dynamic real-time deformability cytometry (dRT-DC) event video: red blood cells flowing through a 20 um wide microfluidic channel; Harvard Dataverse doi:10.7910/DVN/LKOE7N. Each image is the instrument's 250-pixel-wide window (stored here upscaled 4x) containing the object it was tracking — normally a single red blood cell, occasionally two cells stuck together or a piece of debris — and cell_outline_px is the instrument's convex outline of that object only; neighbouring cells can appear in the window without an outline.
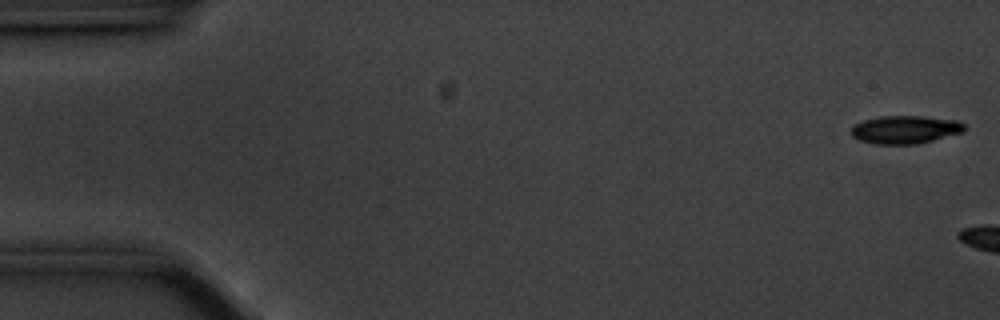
{"species": "common noctule bat (a hibernating species)", "species_latin": "Nyctalus noctula", "temperature_condition": "cold", "stored_images_in_passage": 5, "camera_frame_rate_fps": 3000, "um_per_image_px": 0.085, "animal": {"sex": "male", "body_mass_g": 20.1, "forearm_length_mm": 53.5}, "frame": {"image": 1, "passage_image": 1, "time_ms": 0.0, "image_size_px": [1000, 320], "cell_outline_px": [[964, 132], [916, 144], [876, 144], [860, 140], [852, 136], [848, 132], [856, 124], [864, 120], [880, 116], [924, 116], [960, 120], [964, 124]], "centroid_in_image_um": [76.95, 11.01], "position_along_channel_um": 8.1, "area_um2": 18.55}}